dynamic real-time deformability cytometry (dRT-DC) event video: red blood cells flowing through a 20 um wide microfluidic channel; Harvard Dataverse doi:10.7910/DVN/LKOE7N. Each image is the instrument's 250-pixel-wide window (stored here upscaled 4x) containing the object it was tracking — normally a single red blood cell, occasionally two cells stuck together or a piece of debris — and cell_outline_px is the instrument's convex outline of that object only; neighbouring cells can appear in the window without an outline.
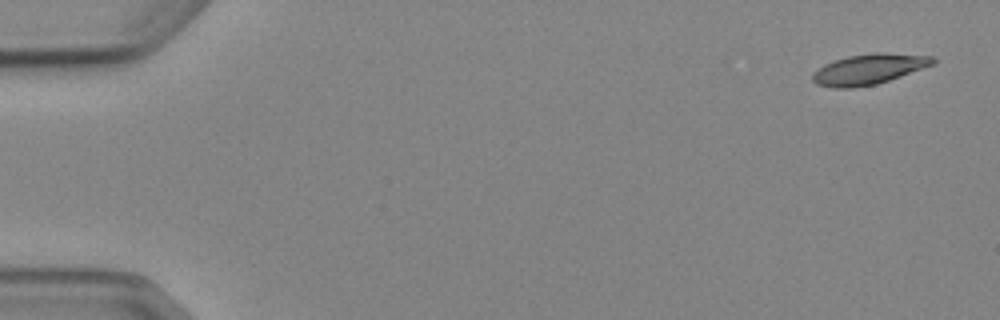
{"species": "Egyptian fruit bat (a non-hibernating species)", "species_latin": "Rousettus aegyptiacus", "temperature_condition": "cold", "stored_images_in_passage": 5, "camera_frame_rate_fps": 3000, "um_per_image_px": 0.085, "animal": {"sex": "female"}, "frame": {"image": 1, "passage_image": 1, "time_ms": 0.0, "image_size_px": [1000, 320], "cell_outline_px": [[936, 64], [876, 84], [852, 88], [832, 88], [816, 84], [812, 80], [812, 72], [824, 64], [848, 56], [876, 52], [884, 52], [932, 56], [936, 60]], "centroid_in_image_um": [73.85, 5.88], "position_along_channel_um": 11.2, "area_um2": 21.39}}
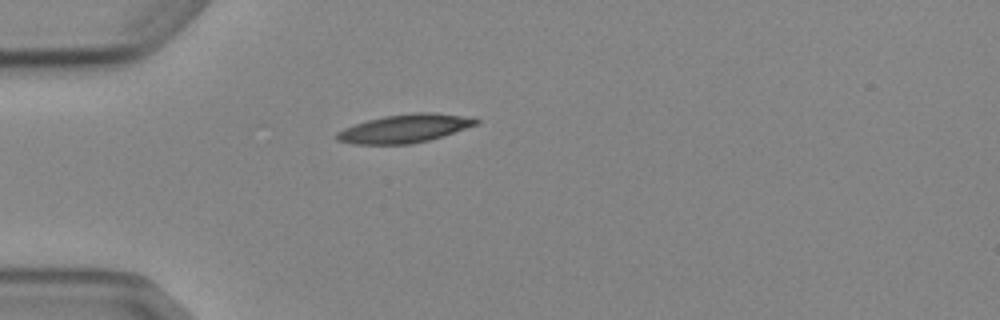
{"frame": {"image": 2, "passage_image": 4, "time_ms": 4.333, "image_size_px": [1000, 320], "cell_outline_px": [[480, 124], [428, 140], [408, 144], [352, 144], [336, 140], [336, 132], [344, 128], [368, 120], [384, 116], [416, 112], [432, 112], [476, 116], [480, 120]], "centroid_in_image_um": [34.47, 10.9], "position_along_channel_um": 50.5, "area_um2": 23.18}}